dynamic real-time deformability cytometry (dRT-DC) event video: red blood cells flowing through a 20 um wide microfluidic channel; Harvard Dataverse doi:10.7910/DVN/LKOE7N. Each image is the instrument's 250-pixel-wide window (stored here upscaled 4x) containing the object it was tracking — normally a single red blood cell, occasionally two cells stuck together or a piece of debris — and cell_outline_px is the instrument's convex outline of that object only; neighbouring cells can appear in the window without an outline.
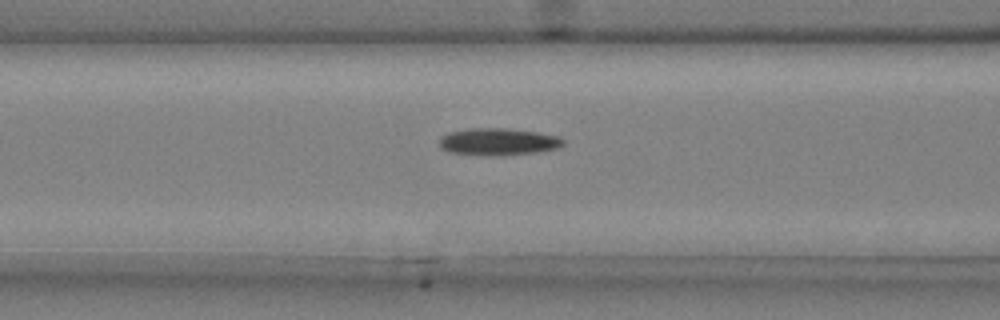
{"species": "common noctule bat (a hibernating species)", "species_latin": "Nyctalus noctula", "temperature_condition": "cold", "stored_images_in_passage": 42, "camera_frame_rate_fps": 3000, "um_per_image_px": 0.085, "animal": {"sex": "male", "body_mass_g": 20.4}, "frame": {"image": 1, "passage_image": 14, "time_ms": 4.333, "image_size_px": [1000, 320], "cell_outline_px": [[564, 144], [556, 148], [536, 152], [504, 156], [480, 156], [448, 152], [440, 148], [440, 136], [448, 132], [468, 128], [508, 128], [536, 132], [560, 136], [564, 140]], "centroid_in_image_um": [42.3, 12.05], "position_along_channel_um": 124.3, "area_um2": 20.0}}
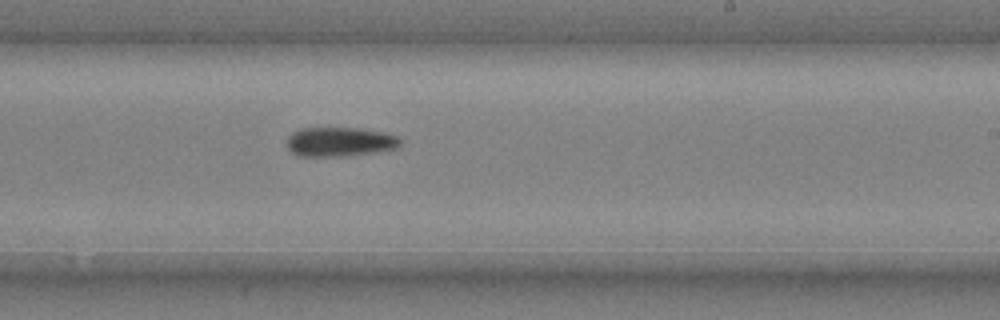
{"frame": {"image": 2, "passage_image": 25, "time_ms": 8.0, "image_size_px": [1000, 320], "cell_outline_px": [[400, 148], [376, 152], [340, 156], [296, 156], [288, 148], [288, 136], [292, 132], [300, 128], [360, 128], [384, 132], [400, 136]], "centroid_in_image_um": [28.91, 12.05], "position_along_channel_um": 260.1, "area_um2": 19.54}}
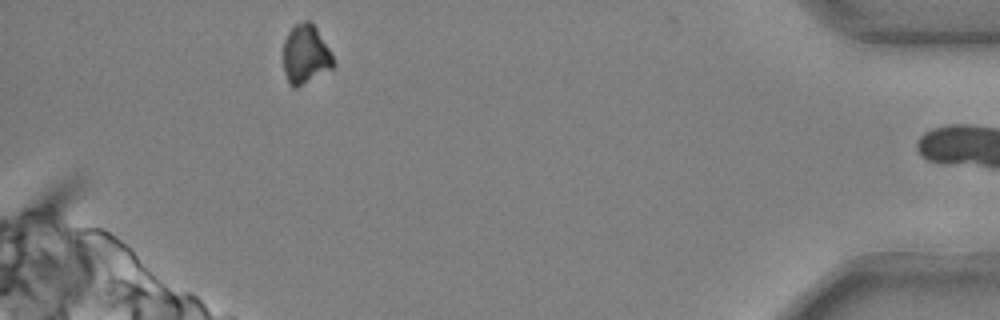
{"frame": {"image": 3, "passage_image": 41, "time_ms": 13.333, "image_size_px": [1000, 320], "cell_outline_px": [[336, 64], [332, 68], [296, 88], [292, 88], [288, 84], [284, 72], [284, 40], [288, 32], [296, 24], [304, 20], [308, 20], [316, 28], [328, 48]], "centroid_in_image_um": [25.95, 4.65], "position_along_channel_um": 409.2, "area_um2": 17.05}, "authors_computed_cell_mechanics": {"area_um2": 18.8717, "velocity_mm_per_s": 3.7105, "shape_relaxation_time_tau1_ms": 2.9645, "shape_relaxation_time_tau2_ms": null, "deformation_change_tau1": 0.0941, "deformation_change_tau2": null}}